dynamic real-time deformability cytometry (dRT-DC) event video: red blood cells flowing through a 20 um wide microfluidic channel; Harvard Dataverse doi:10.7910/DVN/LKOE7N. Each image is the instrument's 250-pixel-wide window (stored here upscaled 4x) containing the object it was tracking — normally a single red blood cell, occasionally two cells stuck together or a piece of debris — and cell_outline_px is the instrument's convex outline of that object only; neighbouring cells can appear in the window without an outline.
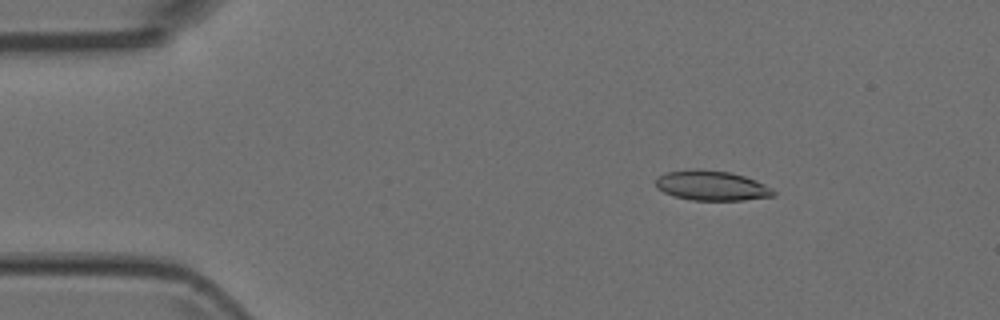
{"species": "Egyptian fruit bat (a non-hibernating species)", "species_latin": "Rousettus aegyptiacus", "temperature_condition": "room temperature", "stored_images_in_passage": 4, "camera_frame_rate_fps": 3000, "um_per_image_px": 0.085, "animal": {"sex": "female"}, "frame": {"image": 1, "passage_image": 2, "time_ms": 0.333, "image_size_px": [1000, 320], "cell_outline_px": [[776, 196], [744, 200], [692, 200], [676, 196], [664, 192], [656, 188], [656, 180], [660, 176], [668, 172], [696, 168], [732, 172], [756, 180], [772, 188], [776, 192]], "centroid_in_image_um": [60.54, 15.77], "position_along_channel_um": 24.5, "area_um2": 20.52}}